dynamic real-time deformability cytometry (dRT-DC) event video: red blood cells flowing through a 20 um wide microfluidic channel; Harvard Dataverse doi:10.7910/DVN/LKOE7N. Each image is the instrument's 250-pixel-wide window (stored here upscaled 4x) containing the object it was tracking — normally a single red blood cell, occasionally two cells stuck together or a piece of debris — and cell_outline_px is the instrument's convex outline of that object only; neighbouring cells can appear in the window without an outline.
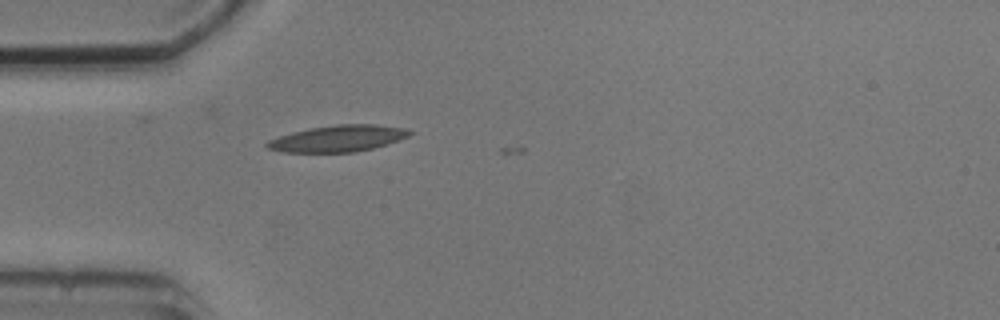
{"species": "common noctule bat (a hibernating species)", "species_latin": "Nyctalus noctula", "temperature_condition": "cold", "stored_images_in_passage": 5, "camera_frame_rate_fps": 3000, "um_per_image_px": 0.085, "animal": {"sex": "male", "body_mass_g": 20.5, "forearm_length_mm": 52.5}, "frame": {"image": 1, "passage_image": 5, "time_ms": 4.667, "image_size_px": [1000, 320], "cell_outline_px": [[412, 132], [408, 136], [400, 140], [372, 148], [356, 152], [280, 152], [264, 148], [264, 144], [268, 140], [292, 132], [308, 128], [336, 124], [376, 124], [408, 128]], "centroid_in_image_um": [28.7, 11.77], "position_along_channel_um": 56.3, "area_um2": 22.2}}